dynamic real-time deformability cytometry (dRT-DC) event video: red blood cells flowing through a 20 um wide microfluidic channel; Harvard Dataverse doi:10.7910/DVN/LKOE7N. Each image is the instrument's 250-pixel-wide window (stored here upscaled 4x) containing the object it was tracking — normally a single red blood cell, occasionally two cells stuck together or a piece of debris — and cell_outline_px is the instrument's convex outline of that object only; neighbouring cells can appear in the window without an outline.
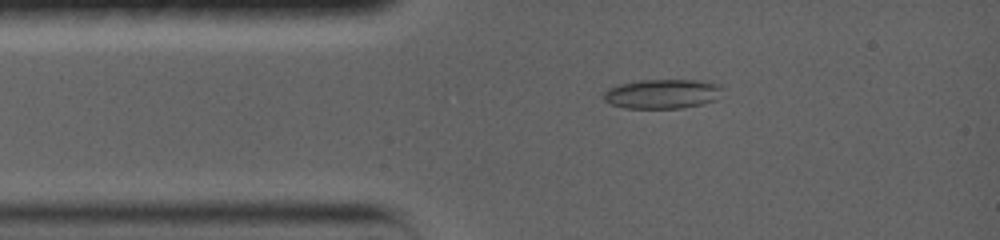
{"species": "common noctule bat (a hibernating species)", "species_latin": "Nyctalus noctula", "temperature_condition": "warm", "stored_images_in_passage": 26, "camera_frame_rate_fps": 5000, "um_per_image_px": 0.085, "animal": {"sex": "female", "body_mass_g": 19.0, "forearm_length_mm": 56.7}, "frame": {"image": 1, "passage_image": 4, "time_ms": 2.2, "image_size_px": [1000, 240], "cell_outline_px": [[720, 88], [716, 100], [704, 104], [680, 108], [624, 108], [612, 104], [604, 100], [604, 92], [608, 88], [620, 84], [636, 80], [696, 80], [720, 84]], "centroid_in_image_um": [56.27, 7.98], "position_along_channel_um": 28.7, "area_um2": 20.29}}
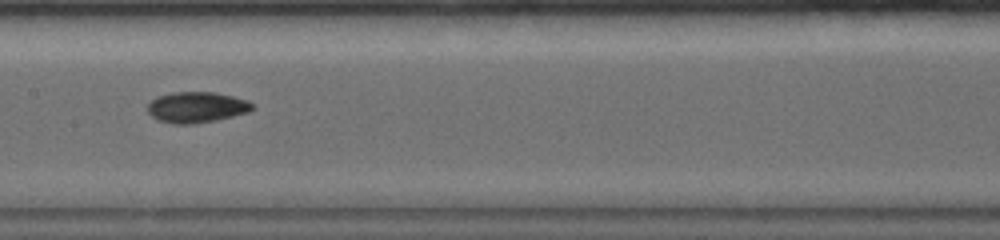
{"frame": {"image": 2, "passage_image": 11, "time_ms": 7.2, "image_size_px": [1000, 240], "cell_outline_px": [[256, 108], [248, 112], [216, 120], [196, 124], [172, 124], [156, 120], [148, 112], [148, 104], [156, 96], [172, 92], [216, 92], [248, 100]], "centroid_in_image_um": [16.7, 9.12], "position_along_channel_um": 190.7, "area_um2": 19.02}}
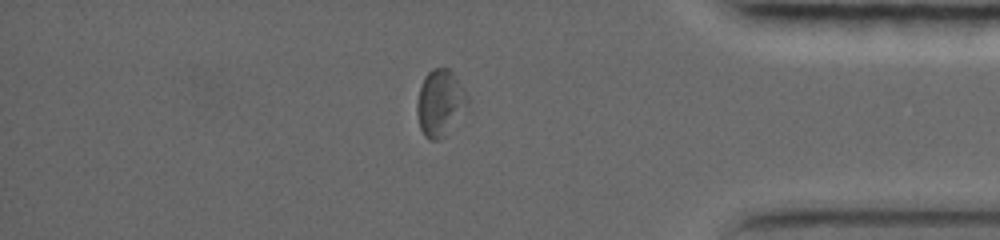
{"frame": {"image": 3, "passage_image": 20, "time_ms": 13.6, "image_size_px": [1000, 240], "cell_outline_px": [[468, 104], [440, 140], [428, 140], [424, 136], [420, 128], [416, 112], [416, 104], [420, 88], [424, 76], [432, 68], [448, 68], [452, 72], [464, 92], [468, 100]], "centroid_in_image_um": [37.34, 8.75], "position_along_channel_um": 397.9, "area_um2": 19.02}, "authors_computed_cell_mechanics": {"area_um2": 19.0162, "velocity_mm_per_s": 3.5866, "shape_relaxation_time_tau1_ms": 10.3037, "shape_relaxation_time_tau2_ms": 5.8349, "deformation_change_tau1": 0.2188, "deformation_change_tau2": 0.0852}}